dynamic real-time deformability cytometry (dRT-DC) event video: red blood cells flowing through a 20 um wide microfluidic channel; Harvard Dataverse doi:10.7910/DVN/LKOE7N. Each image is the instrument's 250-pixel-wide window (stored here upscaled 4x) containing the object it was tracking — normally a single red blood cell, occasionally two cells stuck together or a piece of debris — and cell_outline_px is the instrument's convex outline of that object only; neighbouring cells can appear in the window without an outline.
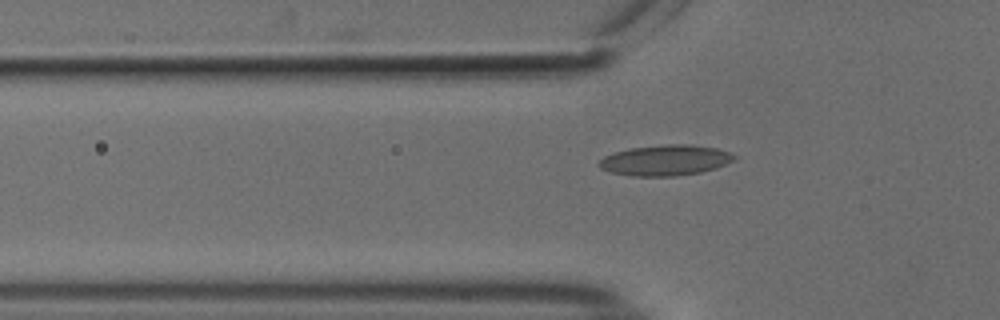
{"species": "common noctule bat (a hibernating species)", "species_latin": "Nyctalus noctula", "temperature_condition": "cold", "stored_images_in_passage": 49, "camera_frame_rate_fps": 3000, "um_per_image_px": 0.085, "animal": {"sex": "male", "body_mass_g": 18.8}, "frame": {"image": 1, "passage_image": 16, "time_ms": 5.0, "image_size_px": [1000, 320], "cell_outline_px": [[736, 156], [732, 160], [716, 168], [700, 172], [676, 176], [632, 176], [612, 172], [600, 168], [596, 164], [604, 156], [628, 148], [664, 144], [688, 144], [716, 148], [732, 152]], "centroid_in_image_um": [56.54, 13.61], "position_along_channel_um": 69.3, "area_um2": 24.1}}
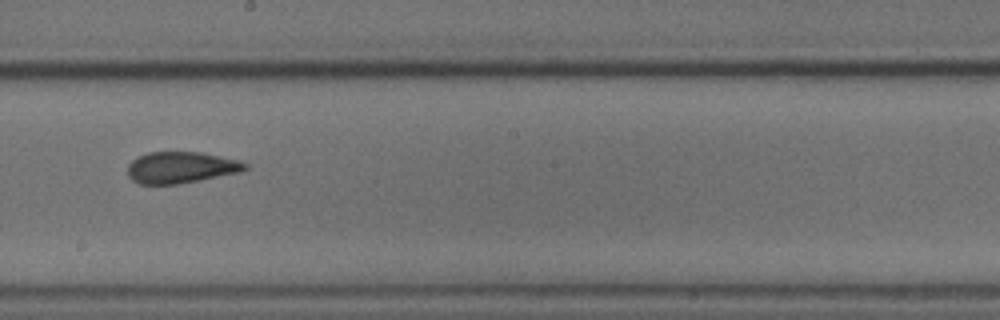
{"frame": {"image": 2, "passage_image": 29, "time_ms": 9.333, "image_size_px": [1000, 320], "cell_outline_px": [[248, 168], [240, 172], [180, 184], [140, 184], [132, 180], [128, 176], [128, 164], [132, 160], [148, 152], [200, 152], [236, 160], [248, 164]], "centroid_in_image_um": [15.36, 14.24], "position_along_channel_um": 232.8, "area_um2": 21.39}}
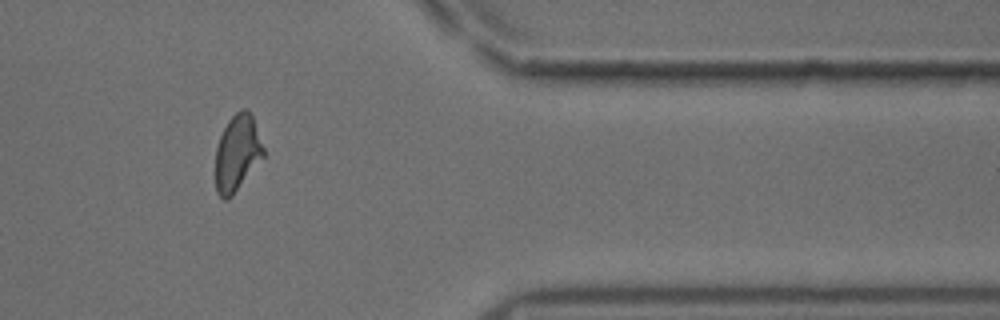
{"frame": {"image": 3, "passage_image": 43, "time_ms": 14.0, "image_size_px": [1000, 320], "cell_outline_px": [[264, 156], [232, 196], [228, 200], [224, 200], [216, 192], [216, 148], [220, 136], [228, 120], [236, 112], [244, 108], [248, 108], [252, 116], [264, 148]], "centroid_in_image_um": [20.16, 13.01], "position_along_channel_um": 391.2, "area_um2": 21.15}, "authors_computed_cell_mechanics": {"area_um2": 21.675, "velocity_mm_per_s": 3.7654, "shape_relaxation_time_tau1_ms": null, "shape_relaxation_time_tau2_ms": 1.553, "deformation_change_tau1": null, "deformation_change_tau2": 0.0689}}